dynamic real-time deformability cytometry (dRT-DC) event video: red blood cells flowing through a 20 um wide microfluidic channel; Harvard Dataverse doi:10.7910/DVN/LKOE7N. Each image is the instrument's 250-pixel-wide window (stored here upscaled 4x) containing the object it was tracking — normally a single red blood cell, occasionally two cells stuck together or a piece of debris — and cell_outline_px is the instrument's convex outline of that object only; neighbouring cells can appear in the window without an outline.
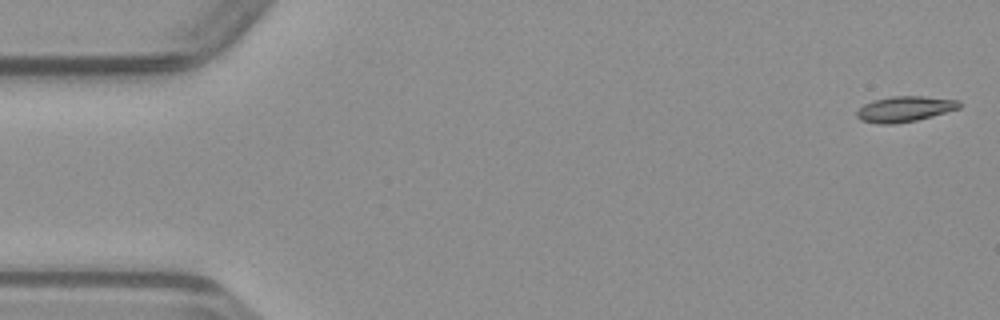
{"species": "common noctule bat (a hibernating species)", "species_latin": "Nyctalus noctula", "temperature_condition": "warm", "stored_images_in_passage": 49, "camera_frame_rate_fps": 3000, "um_per_image_px": 0.085, "animal": {"sex": "male", "body_mass_g": 23.1, "forearm_length_mm": 52.7}, "frame": {"image": 1, "passage_image": 1, "time_ms": 0.0, "image_size_px": [1000, 320], "cell_outline_px": [[960, 108], [932, 116], [916, 120], [896, 124], [880, 124], [860, 120], [856, 116], [856, 112], [864, 104], [872, 100], [892, 96], [924, 96], [960, 100]], "centroid_in_image_um": [76.89, 9.26], "position_along_channel_um": 8.1, "area_um2": 15.32}}
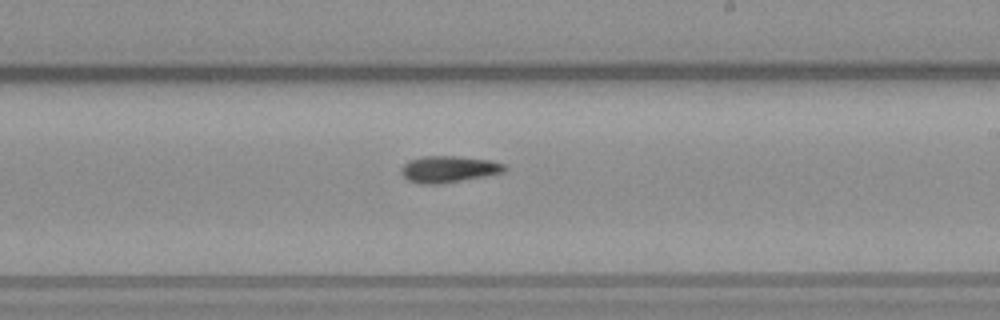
{"frame": {"image": 2, "passage_image": 28, "time_ms": 9.0, "image_size_px": [1000, 320], "cell_outline_px": [[508, 168], [504, 172], [484, 176], [460, 180], [428, 184], [424, 184], [408, 180], [400, 172], [400, 168], [408, 160], [424, 156], [456, 156], [488, 160], [504, 164]], "centroid_in_image_um": [38.11, 14.36], "position_along_channel_um": 250.9, "area_um2": 15.66}}
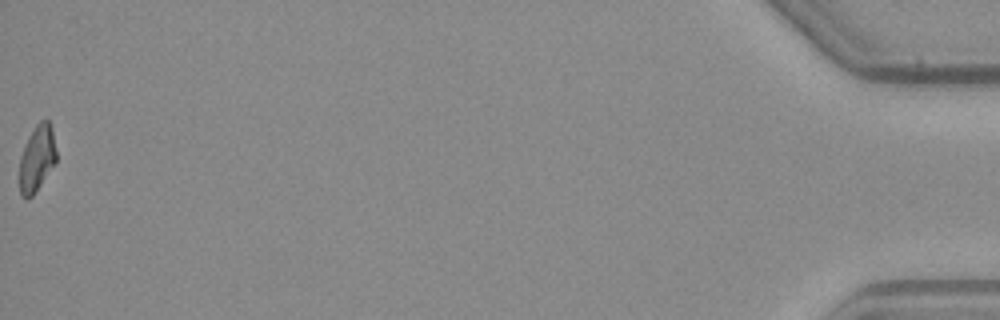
{"frame": {"image": 3, "passage_image": 49, "time_ms": 16.0, "image_size_px": [1000, 320], "cell_outline_px": [[56, 160], [32, 196], [20, 196], [20, 156], [28, 136], [36, 124], [40, 120], [48, 120], [52, 132], [56, 152]], "centroid_in_image_um": [3.12, 13.42], "position_along_channel_um": 432.1, "area_um2": 13.7}}